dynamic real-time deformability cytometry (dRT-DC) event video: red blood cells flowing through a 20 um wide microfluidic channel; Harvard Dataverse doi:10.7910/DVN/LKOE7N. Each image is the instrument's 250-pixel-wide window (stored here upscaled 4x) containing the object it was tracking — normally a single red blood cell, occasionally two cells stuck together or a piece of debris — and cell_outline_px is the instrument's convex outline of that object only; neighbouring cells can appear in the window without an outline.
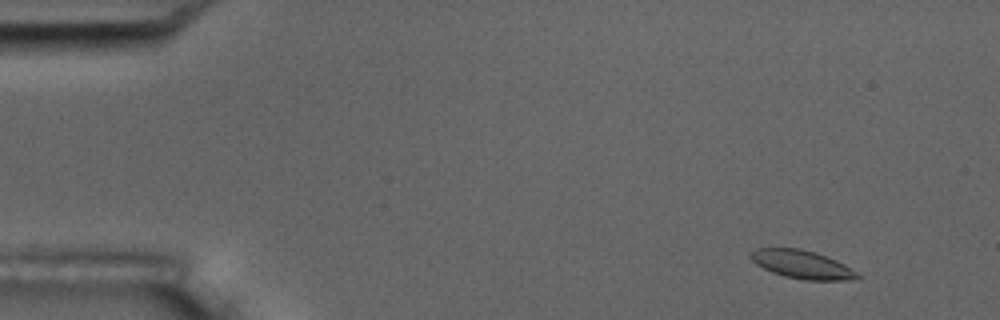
{"species": "common noctule bat (a hibernating species)", "species_latin": "Nyctalus noctula", "temperature_condition": "room temperature", "stored_images_in_passage": 6, "camera_frame_rate_fps": 3000, "um_per_image_px": 0.085, "animal": {"sex": "male", "body_mass_g": 17.5, "forearm_length_mm": 52.3}, "frame": {"image": 1, "passage_image": 2, "time_ms": 1.0, "image_size_px": [1000, 320], "cell_outline_px": [[860, 276], [848, 280], [804, 280], [784, 276], [772, 272], [756, 264], [748, 256], [756, 248], [800, 248], [836, 260], [844, 264], [856, 272]], "centroid_in_image_um": [68.13, 22.48], "position_along_channel_um": 16.9, "area_um2": 17.28}}
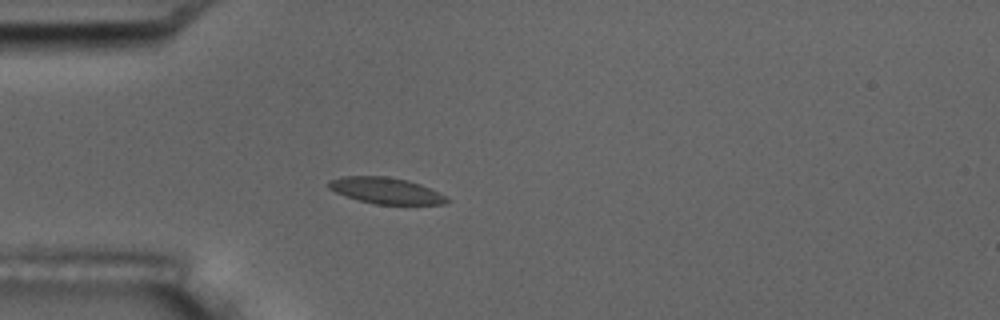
{"frame": {"image": 2, "passage_image": 5, "time_ms": 4.667, "image_size_px": [1000, 320], "cell_outline_px": [[452, 200], [444, 204], [376, 204], [360, 200], [336, 192], [328, 188], [328, 180], [344, 176], [388, 176], [408, 180], [420, 184], [448, 196]], "centroid_in_image_um": [32.85, 16.19], "position_along_channel_um": 52.2, "area_um2": 18.03}}